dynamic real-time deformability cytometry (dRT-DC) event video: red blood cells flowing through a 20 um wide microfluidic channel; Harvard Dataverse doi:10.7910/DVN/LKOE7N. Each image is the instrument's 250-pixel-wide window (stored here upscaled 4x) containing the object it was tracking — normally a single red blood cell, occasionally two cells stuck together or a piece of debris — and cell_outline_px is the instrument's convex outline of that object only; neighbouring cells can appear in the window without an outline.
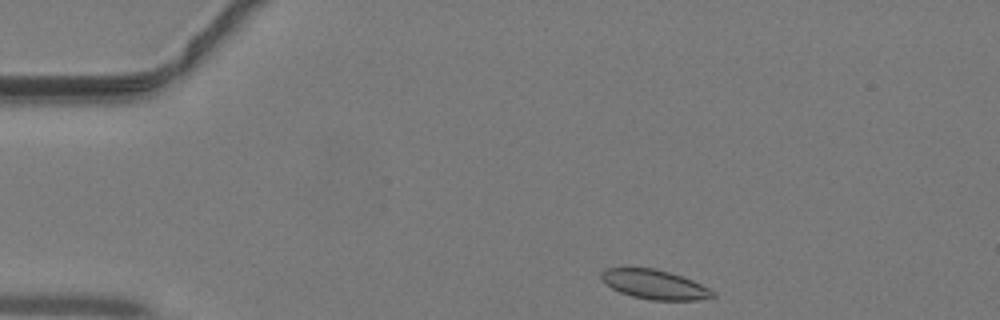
{"species": "common noctule bat (a hibernating species)", "species_latin": "Nyctalus noctula", "temperature_condition": "warm", "stored_images_in_passage": 37, "camera_frame_rate_fps": 3000, "um_per_image_px": 0.085, "animal": {"sex": "male", "body_mass_g": 19.2, "forearm_length_mm": 51.8}, "frame": {"image": 1, "passage_image": 1, "time_ms": 0.0, "image_size_px": [1000, 320], "cell_outline_px": [[716, 296], [696, 300], [652, 300], [632, 296], [620, 292], [612, 288], [600, 276], [600, 272], [604, 268], [656, 268], [692, 280], [716, 292]], "centroid_in_image_um": [55.64, 24.18], "position_along_channel_um": 29.4, "area_um2": 18.84}}
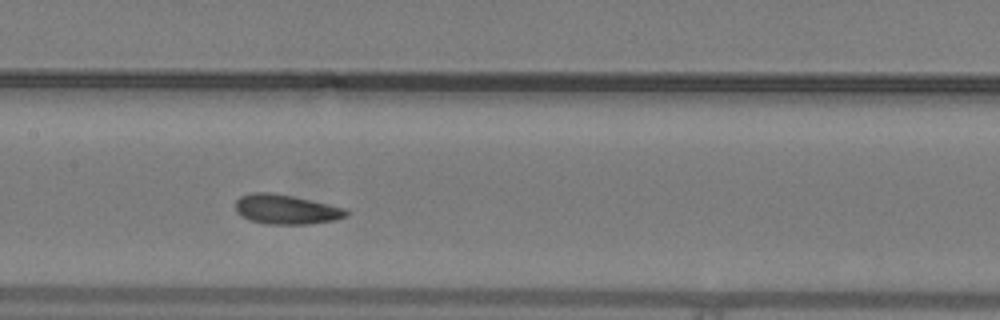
{"frame": {"image": 2, "passage_image": 15, "time_ms": 4.667, "image_size_px": [1000, 320], "cell_outline_px": [[348, 216], [336, 220], [312, 224], [268, 224], [252, 220], [236, 212], [236, 200], [240, 196], [252, 192], [268, 192], [292, 196], [328, 204], [344, 208], [348, 212]], "centroid_in_image_um": [24.33, 17.8], "position_along_channel_um": 183.1, "area_um2": 18.96}}
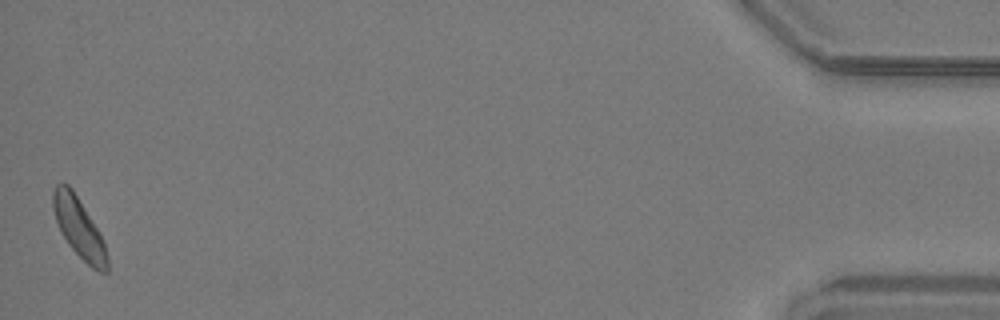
{"frame": {"image": 3, "passage_image": 37, "time_ms": 12.0, "image_size_px": [1000, 320], "cell_outline_px": [[108, 272], [100, 272], [92, 268], [68, 244], [60, 232], [52, 208], [52, 188], [56, 184], [68, 184], [72, 188], [100, 232], [108, 256]], "centroid_in_image_um": [6.7, 19.35], "position_along_channel_um": 428.5, "area_um2": 18.9}}